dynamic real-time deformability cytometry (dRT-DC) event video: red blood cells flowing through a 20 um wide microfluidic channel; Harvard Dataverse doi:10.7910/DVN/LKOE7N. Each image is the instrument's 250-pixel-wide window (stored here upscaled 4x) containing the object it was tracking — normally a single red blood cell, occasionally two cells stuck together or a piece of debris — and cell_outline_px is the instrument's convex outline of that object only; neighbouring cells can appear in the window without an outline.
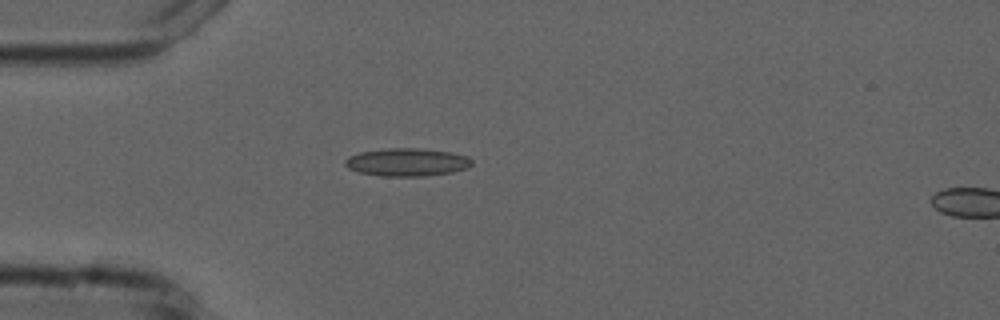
{"species": "common noctule bat (a hibernating species)", "species_latin": "Nyctalus noctula", "temperature_condition": "cold", "stored_images_in_passage": 5, "camera_frame_rate_fps": 3000, "um_per_image_px": 0.085, "animal": {"sex": "male", "forearm_length_mm": 52.5}, "frame": {"image": 1, "passage_image": 4, "time_ms": 4.333, "image_size_px": [1000, 320], "cell_outline_px": [[472, 164], [468, 168], [452, 172], [424, 176], [380, 176], [360, 172], [348, 168], [344, 164], [344, 160], [348, 156], [360, 152], [388, 148], [416, 148], [452, 152], [468, 156], [472, 160]], "centroid_in_image_um": [34.6, 13.78], "position_along_channel_um": 50.4, "area_um2": 20.69}}